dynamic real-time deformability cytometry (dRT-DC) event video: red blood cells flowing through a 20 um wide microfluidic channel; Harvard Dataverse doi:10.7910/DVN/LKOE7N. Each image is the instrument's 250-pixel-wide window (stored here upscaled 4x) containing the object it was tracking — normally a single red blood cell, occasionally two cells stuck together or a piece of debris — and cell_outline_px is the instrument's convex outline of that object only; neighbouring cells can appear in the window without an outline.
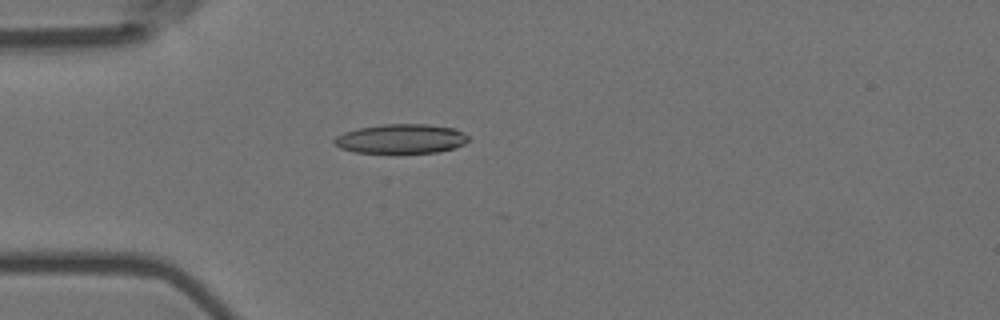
{"species": "Egyptian fruit bat (a non-hibernating species)", "species_latin": "Rousettus aegyptiacus", "temperature_condition": "room temperature", "stored_images_in_passage": 4, "camera_frame_rate_fps": 3000, "um_per_image_px": 0.085, "animal": {"sex": "female"}, "frame": {"image": 1, "passage_image": 3, "time_ms": 0.667, "image_size_px": [1000, 320], "cell_outline_px": [[468, 140], [464, 144], [452, 148], [436, 152], [356, 152], [340, 148], [332, 140], [336, 136], [344, 132], [356, 128], [384, 124], [428, 124], [456, 128], [464, 132], [468, 136]], "centroid_in_image_um": [34.09, 11.77], "position_along_channel_um": 50.9, "area_um2": 22.83}}